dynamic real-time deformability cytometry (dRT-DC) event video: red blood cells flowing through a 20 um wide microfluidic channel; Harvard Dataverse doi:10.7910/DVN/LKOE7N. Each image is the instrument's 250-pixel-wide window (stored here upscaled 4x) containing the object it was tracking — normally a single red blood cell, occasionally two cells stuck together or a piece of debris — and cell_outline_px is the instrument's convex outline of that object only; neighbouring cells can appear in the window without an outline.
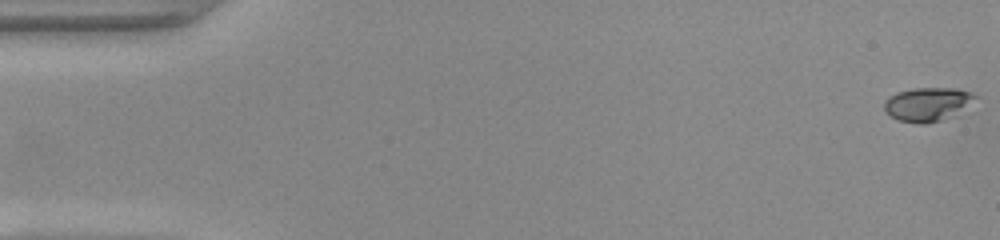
{"species": "common noctule bat (a hibernating species)", "species_latin": "Nyctalus noctula", "temperature_condition": "warm", "stored_images_in_passage": 50, "camera_frame_rate_fps": 3000, "um_per_image_px": 0.085, "animal": {"sex": "female", "body_mass_g": 22.0, "forearm_length_mm": 56.7}, "frame": {"image": 1, "passage_image": 1, "time_ms": 0.0, "image_size_px": [1000, 240], "cell_outline_px": [[980, 96], [940, 120], [928, 124], [920, 124], [900, 120], [892, 116], [884, 108], [884, 100], [888, 96], [896, 92], [912, 88], [952, 88], [968, 92]], "centroid_in_image_um": [78.74, 8.83], "position_along_channel_um": 6.3, "area_um2": 17.22}}
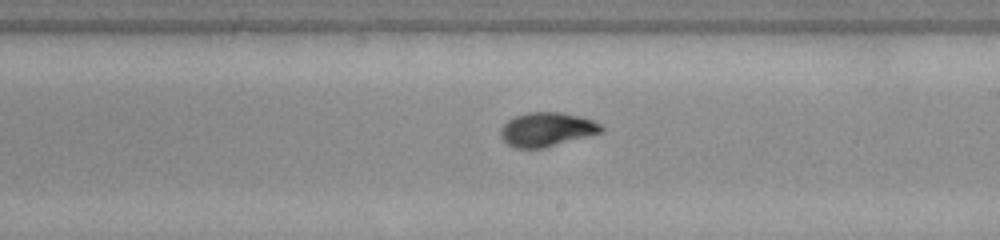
{"frame": {"image": 2, "passage_image": 29, "time_ms": 9.333, "image_size_px": [1000, 240], "cell_outline_px": [[604, 132], [544, 148], [516, 148], [508, 144], [500, 136], [500, 128], [508, 120], [516, 116], [528, 112], [560, 112], [580, 116], [592, 120], [600, 124], [604, 128]], "centroid_in_image_um": [46.49, 11.0], "position_along_channel_um": 242.5, "area_um2": 20.0}}
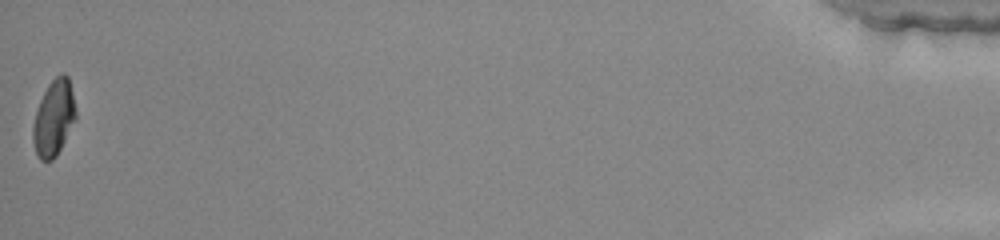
{"frame": {"image": 3, "passage_image": 50, "time_ms": 16.333, "image_size_px": [1000, 240], "cell_outline_px": [[76, 120], [56, 156], [52, 160], [40, 160], [36, 156], [32, 140], [32, 128], [36, 112], [40, 100], [48, 84], [60, 72], [64, 72], [68, 76], [76, 108]], "centroid_in_image_um": [4.57, 10.03], "position_along_channel_um": 430.6, "area_um2": 19.07}, "authors_computed_cell_mechanics": {"area_um2": 19.1318, "velocity_mm_per_s": 4.1326, "shape_relaxation_time_tau1_ms": 4.5034, "shape_relaxation_time_tau2_ms": 0.7206, "deformation_change_tau1": 0.202, "deformation_change_tau2": 0.0447}}